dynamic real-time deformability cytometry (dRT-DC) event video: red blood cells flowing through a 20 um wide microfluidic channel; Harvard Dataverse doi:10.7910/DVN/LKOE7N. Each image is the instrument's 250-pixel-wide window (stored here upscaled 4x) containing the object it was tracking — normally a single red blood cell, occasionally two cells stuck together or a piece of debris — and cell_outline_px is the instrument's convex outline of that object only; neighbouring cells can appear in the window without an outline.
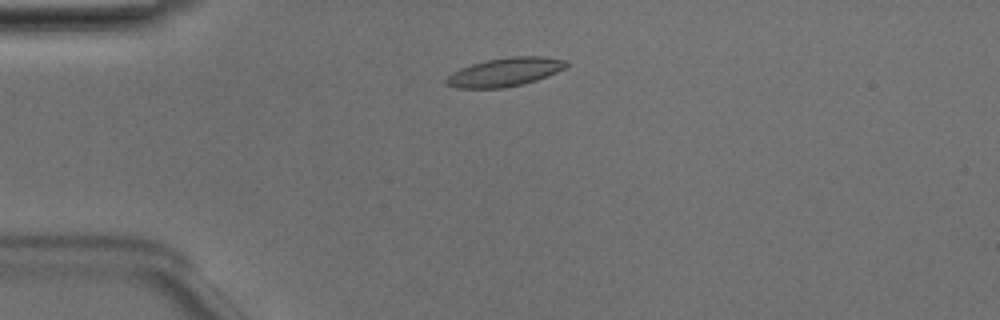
{"species": "Egyptian fruit bat (a non-hibernating species)", "species_latin": "Rousettus aegyptiacus", "temperature_condition": "room temperature", "stored_images_in_passage": 46, "camera_frame_rate_fps": 3000, "um_per_image_px": 0.085, "animal": {"sex": "male"}, "frame": {"image": 1, "passage_image": 8, "time_ms": 2.333, "image_size_px": [1000, 320], "cell_outline_px": [[568, 64], [564, 68], [548, 76], [524, 84], [504, 88], [456, 88], [444, 84], [444, 80], [452, 72], [460, 68], [472, 64], [488, 60], [508, 56], [544, 56], [564, 60]], "centroid_in_image_um": [42.88, 6.13], "position_along_channel_um": 42.1, "area_um2": 20.06}}
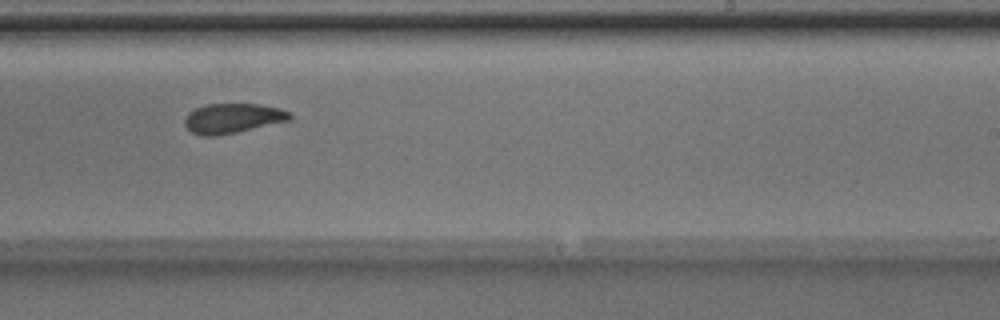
{"frame": {"image": 2, "passage_image": 27, "time_ms": 8.667, "image_size_px": [1000, 320], "cell_outline_px": [[292, 116], [288, 120], [236, 132], [216, 136], [204, 136], [192, 132], [184, 124], [184, 116], [188, 112], [204, 104], [260, 104], [280, 108], [292, 112]], "centroid_in_image_um": [19.75, 10.04], "position_along_channel_um": 269.3, "area_um2": 18.21}}
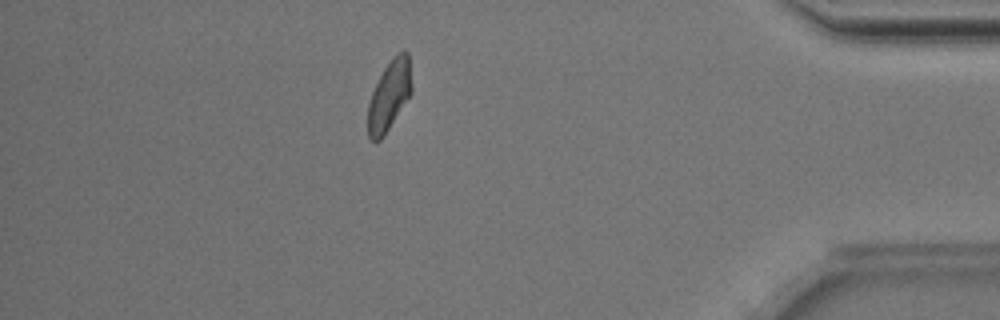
{"frame": {"image": 3, "passage_image": 40, "time_ms": 13.0, "image_size_px": [1000, 320], "cell_outline_px": [[412, 92], [384, 136], [380, 140], [372, 140], [368, 136], [368, 104], [372, 92], [384, 68], [392, 56], [404, 48], [408, 52], [412, 88]], "centroid_in_image_um": [33.1, 8.08], "position_along_channel_um": 402.1, "area_um2": 17.8}, "authors_computed_cell_mechanics": {"area_um2": 18.785, "velocity_mm_per_s": 3.9923, "shape_relaxation_time_tau1_ms": 3.2194, "shape_relaxation_time_tau2_ms": 2.9061, "deformation_change_tau1": 0.1248, "deformation_change_tau2": 0.0879}}